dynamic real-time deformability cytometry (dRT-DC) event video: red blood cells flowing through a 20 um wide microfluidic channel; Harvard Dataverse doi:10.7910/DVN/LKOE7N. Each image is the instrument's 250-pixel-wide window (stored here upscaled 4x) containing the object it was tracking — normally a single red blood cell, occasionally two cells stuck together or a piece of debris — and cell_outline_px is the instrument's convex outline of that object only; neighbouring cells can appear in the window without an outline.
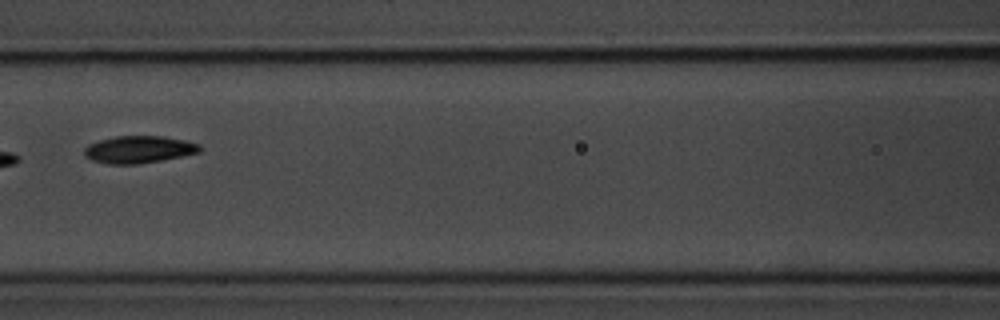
{"species": "common noctule bat (a hibernating species)", "species_latin": "Nyctalus noctula", "temperature_condition": "room temperature", "stored_images_in_passage": 6, "camera_frame_rate_fps": 3000, "um_per_image_px": 0.085, "animal": {"sex": "male", "body_mass_g": 20.1, "forearm_length_mm": 53.5}, "frame": {"image": 1, "passage_image": 6, "time_ms": 6.0, "image_size_px": [1000, 320], "cell_outline_px": [[204, 148], [200, 152], [160, 160], [136, 164], [108, 164], [92, 160], [84, 156], [84, 148], [88, 144], [100, 140], [116, 136], [164, 136], [184, 140], [200, 144]], "centroid_in_image_um": [11.8, 12.7], "position_along_channel_um": 154.8, "area_um2": 18.32}}